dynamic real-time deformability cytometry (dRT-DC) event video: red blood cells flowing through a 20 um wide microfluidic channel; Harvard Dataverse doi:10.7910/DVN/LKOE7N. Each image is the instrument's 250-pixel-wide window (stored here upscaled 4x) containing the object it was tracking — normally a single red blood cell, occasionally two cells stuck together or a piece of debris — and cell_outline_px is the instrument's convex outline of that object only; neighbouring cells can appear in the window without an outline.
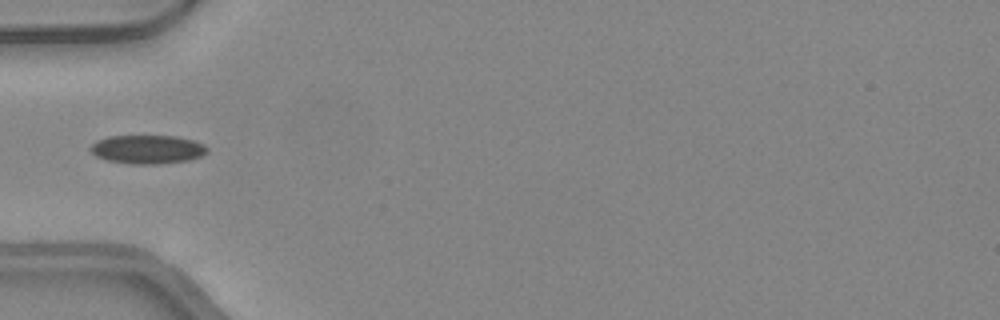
{"species": "common noctule bat (a hibernating species)", "species_latin": "Nyctalus noctula", "temperature_condition": "warm", "stored_images_in_passage": 33, "camera_frame_rate_fps": 3000, "um_per_image_px": 0.085, "animal": {"sex": "female", "body_mass_g": 24.6, "forearm_length_mm": 56.2}, "frame": {"image": 1, "passage_image": 1, "time_ms": 0.0, "image_size_px": [1000, 320], "cell_outline_px": [[208, 152], [200, 156], [188, 160], [160, 164], [128, 164], [108, 160], [96, 156], [88, 148], [96, 140], [108, 136], [176, 136], [192, 140], [204, 144], [208, 148]], "centroid_in_image_um": [12.52, 12.69], "position_along_channel_um": 72.5, "area_um2": 19.59}}
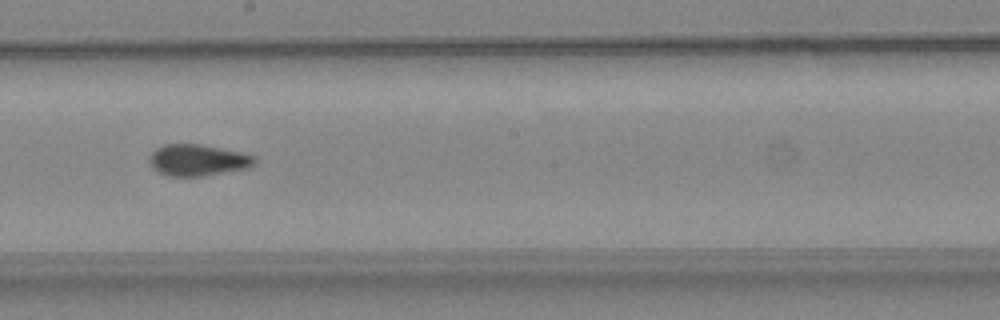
{"frame": {"image": 2, "passage_image": 12, "time_ms": 3.667, "image_size_px": [1000, 320], "cell_outline_px": [[256, 164], [248, 168], [200, 176], [168, 176], [152, 168], [148, 164], [148, 160], [152, 152], [156, 148], [164, 144], [200, 144], [240, 152], [256, 156]], "centroid_in_image_um": [16.79, 13.61], "position_along_channel_um": 231.4, "area_um2": 19.31}}
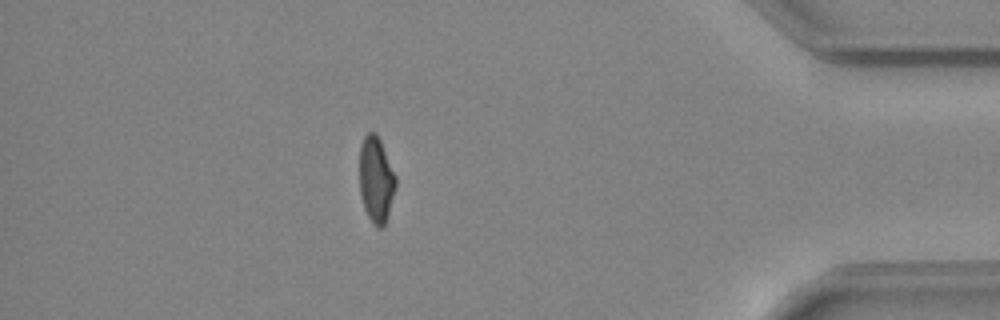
{"frame": {"image": 3, "passage_image": 27, "time_ms": 8.667, "image_size_px": [1000, 320], "cell_outline_px": [[396, 188], [388, 216], [384, 224], [380, 228], [376, 228], [372, 224], [364, 208], [360, 192], [360, 144], [364, 136], [368, 132], [376, 132], [380, 140], [396, 176]], "centroid_in_image_um": [31.97, 15.28], "position_along_channel_um": 403.2, "area_um2": 18.21}}